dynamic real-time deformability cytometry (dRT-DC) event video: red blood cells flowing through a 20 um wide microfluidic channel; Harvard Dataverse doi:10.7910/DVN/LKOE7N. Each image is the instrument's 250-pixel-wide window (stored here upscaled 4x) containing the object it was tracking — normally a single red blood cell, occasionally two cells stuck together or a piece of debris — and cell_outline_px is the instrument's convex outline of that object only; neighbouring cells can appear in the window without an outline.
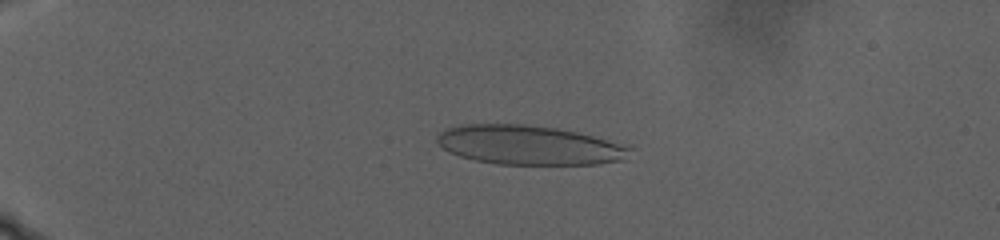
{"species": "human", "species_latin": "Homo sapiens", "temperature_condition": "warm", "stored_images_in_passage": 77, "camera_frame_rate_fps": 3000, "um_per_image_px": 0.085, "donor": {"sex": "male"}, "frame": {"image": 1, "passage_image": 24, "time_ms": 7.667, "image_size_px": [1000, 240], "cell_outline_px": [[632, 148], [624, 160], [596, 164], [496, 164], [476, 160], [460, 156], [448, 152], [436, 140], [436, 136], [444, 128], [460, 124], [524, 124], [556, 128], [576, 132], [632, 144]], "centroid_in_image_um": [45.01, 12.32], "position_along_channel_um": 40.0, "area_um2": 44.56}}
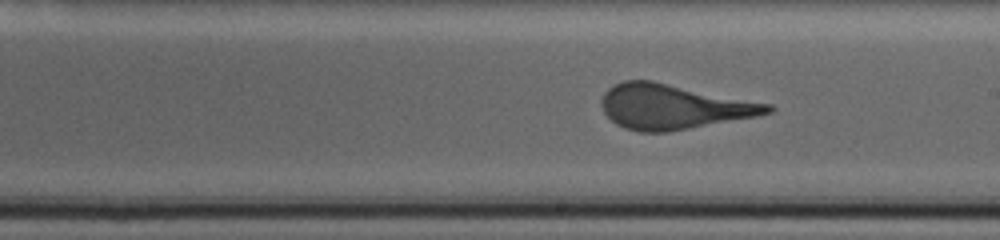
{"frame": {"image": 2, "passage_image": 58, "time_ms": 19.0, "image_size_px": [1000, 240], "cell_outline_px": [[776, 108], [772, 112], [756, 116], [668, 132], [640, 132], [624, 128], [616, 124], [604, 112], [600, 104], [600, 100], [604, 92], [608, 88], [624, 80], [652, 80], [772, 104]], "centroid_in_image_um": [57.23, 9.06], "position_along_channel_um": 231.8, "area_um2": 43.47}}
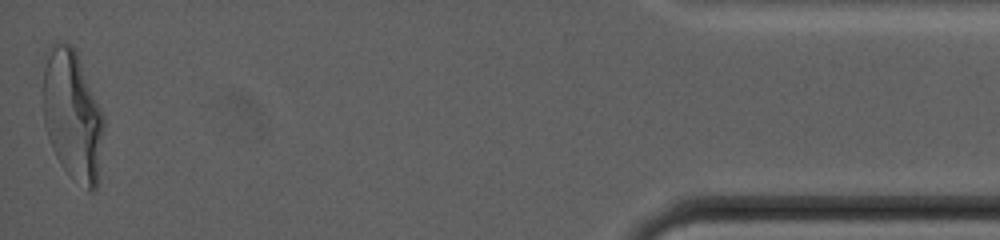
{"frame": {"image": 3, "passage_image": 77, "time_ms": 25.333, "image_size_px": [1000, 240], "cell_outline_px": [[104, 132], [96, 192], [88, 192], [72, 180], [60, 164], [52, 148], [44, 124], [44, 56], [48, 48], [52, 44], [60, 40], [72, 44], [76, 52], [104, 116]], "centroid_in_image_um": [6.17, 9.84], "position_along_channel_um": 429.0, "area_um2": 46.47}}